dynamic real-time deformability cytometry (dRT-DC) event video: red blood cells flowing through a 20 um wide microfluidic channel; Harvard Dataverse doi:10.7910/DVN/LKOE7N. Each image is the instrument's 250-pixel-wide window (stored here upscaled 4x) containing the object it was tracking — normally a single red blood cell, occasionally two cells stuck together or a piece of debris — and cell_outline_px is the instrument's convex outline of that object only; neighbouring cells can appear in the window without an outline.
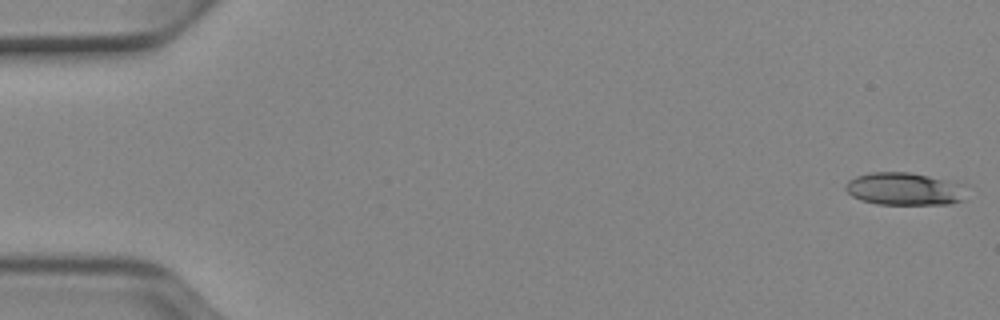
{"species": "Egyptian fruit bat (a non-hibernating species)", "species_latin": "Rousettus aegyptiacus", "temperature_condition": "cold", "stored_images_in_passage": 51, "camera_frame_rate_fps": 3000, "um_per_image_px": 0.085, "animal": {"sex": "female"}, "frame": {"image": 1, "passage_image": 1, "time_ms": 0.0, "image_size_px": [1000, 320], "cell_outline_px": [[968, 184], [964, 200], [948, 204], [876, 204], [860, 200], [852, 196], [844, 188], [848, 180], [856, 176], [872, 172], [908, 172]], "centroid_in_image_um": [76.92, 16.06], "position_along_channel_um": 8.1, "area_um2": 23.29}}
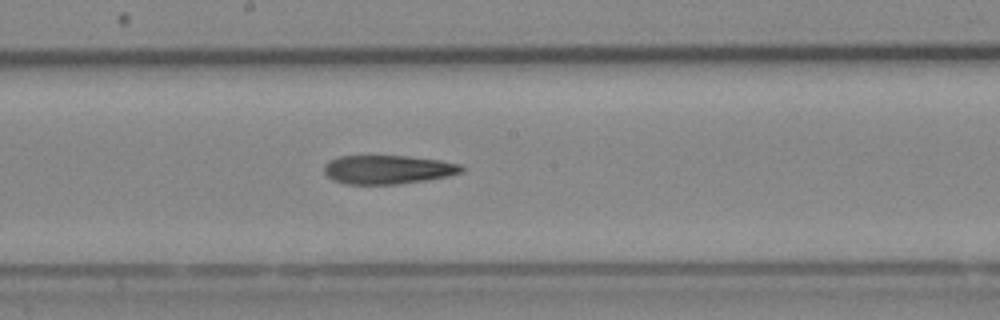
{"frame": {"image": 2, "passage_image": 28, "time_ms": 9.0, "image_size_px": [1000, 320], "cell_outline_px": [[464, 172], [448, 176], [428, 180], [400, 184], [344, 184], [332, 180], [324, 172], [324, 164], [328, 160], [340, 156], [408, 156], [440, 160], [460, 164], [464, 168]], "centroid_in_image_um": [32.97, 14.41], "position_along_channel_um": 215.2, "area_um2": 23.29}}
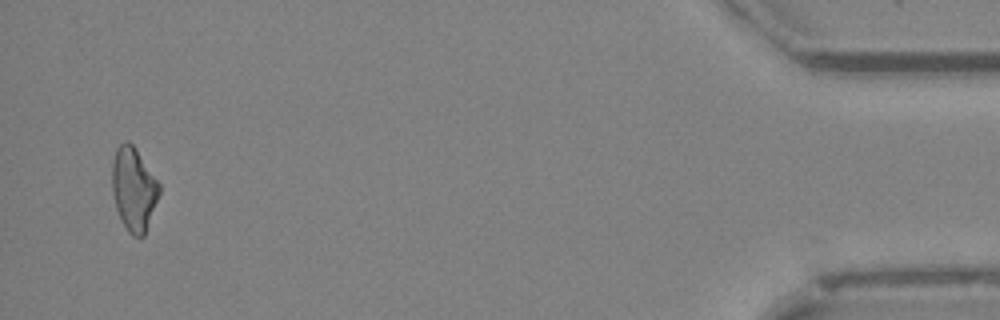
{"frame": {"image": 3, "passage_image": 50, "time_ms": 16.333, "image_size_px": [1000, 320], "cell_outline_px": [[160, 192], [144, 236], [132, 236], [128, 232], [116, 208], [112, 192], [112, 164], [116, 148], [124, 140], [128, 140], [136, 148], [160, 184]], "centroid_in_image_um": [11.36, 16.04], "position_along_channel_um": 423.8, "area_um2": 22.83}}